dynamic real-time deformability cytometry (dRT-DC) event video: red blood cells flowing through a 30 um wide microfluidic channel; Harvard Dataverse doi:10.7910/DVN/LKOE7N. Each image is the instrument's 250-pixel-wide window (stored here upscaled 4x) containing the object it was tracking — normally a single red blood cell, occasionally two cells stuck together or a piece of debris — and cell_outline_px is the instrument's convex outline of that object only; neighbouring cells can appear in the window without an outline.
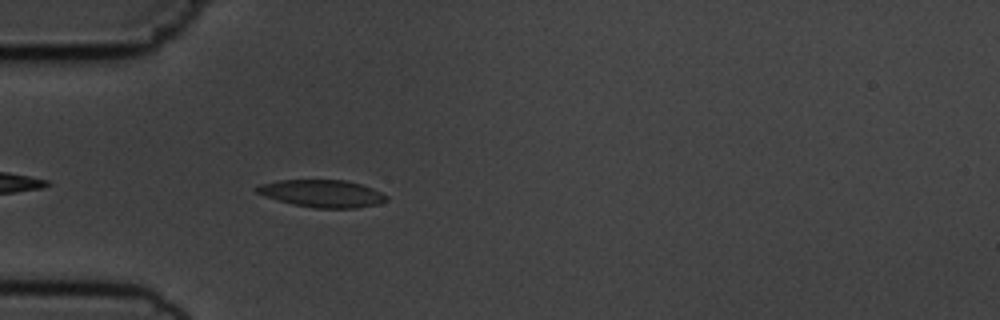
{"species": "common noctule bat (a hibernating species)", "species_latin": "Nyctalus noctula", "temperature_condition": "cold", "stored_images_in_passage": 4, "camera_frame_rate_fps": 3000, "um_per_image_px": 0.085, "animal": {"sex": "male", "body_mass_g": 19.5, "forearm_length_mm": 54.6}, "frame": {"image": 1, "passage_image": 4, "time_ms": 3.333, "image_size_px": [1000, 320], "cell_outline_px": [[388, 200], [376, 204], [356, 208], [316, 208], [292, 204], [264, 196], [256, 192], [252, 188], [260, 184], [276, 180], [344, 180], [360, 184], [372, 188], [388, 196]], "centroid_in_image_um": [27.34, 16.44], "position_along_channel_um": 57.7, "area_um2": 20.69}}